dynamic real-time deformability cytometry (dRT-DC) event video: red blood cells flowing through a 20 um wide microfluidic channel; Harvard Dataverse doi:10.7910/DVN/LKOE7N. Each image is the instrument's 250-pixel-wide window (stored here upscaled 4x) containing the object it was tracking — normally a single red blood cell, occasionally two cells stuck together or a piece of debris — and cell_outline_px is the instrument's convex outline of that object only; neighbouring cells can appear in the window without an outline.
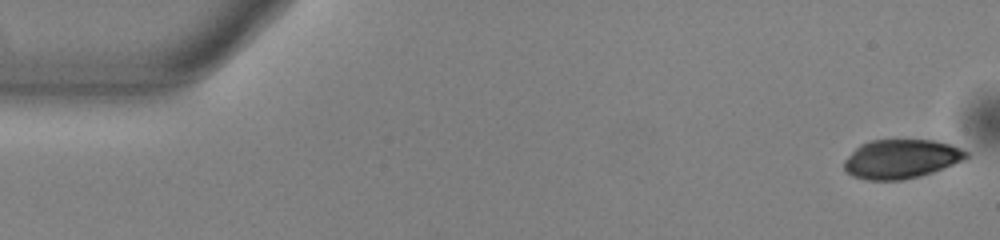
{"species": "common noctule bat (a hibernating species)", "species_latin": "Nyctalus noctula", "temperature_condition": "warm", "stored_images_in_passage": 15, "camera_frame_rate_fps": 3000, "um_per_image_px": 0.085, "animal": {"sex": "male", "body_mass_g": 13.0, "forearm_length_mm": 53.1}, "frame": {"image": 1, "passage_image": 1, "time_ms": 0.0, "image_size_px": [1000, 240], "cell_outline_px": [[968, 156], [952, 164], [932, 172], [920, 176], [900, 180], [868, 180], [852, 176], [844, 168], [844, 160], [860, 144], [872, 140], [936, 140], [960, 148], [968, 152]], "centroid_in_image_um": [76.56, 13.51], "position_along_channel_um": 8.4, "area_um2": 27.46}}
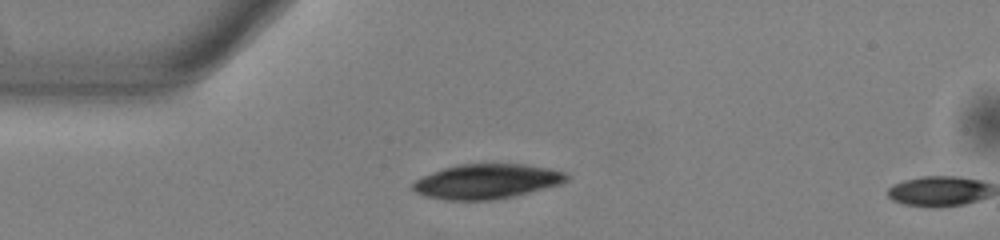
{"frame": {"image": 2, "passage_image": 13, "time_ms": 4.0, "image_size_px": [1000, 240], "cell_outline_px": [[568, 180], [564, 184], [512, 196], [492, 200], [448, 200], [424, 196], [416, 192], [412, 188], [412, 184], [416, 180], [432, 172], [444, 168], [460, 164], [524, 164], [548, 168], [564, 172], [568, 176]], "centroid_in_image_um": [41.39, 15.42], "position_along_channel_um": 43.6, "area_um2": 31.04}}